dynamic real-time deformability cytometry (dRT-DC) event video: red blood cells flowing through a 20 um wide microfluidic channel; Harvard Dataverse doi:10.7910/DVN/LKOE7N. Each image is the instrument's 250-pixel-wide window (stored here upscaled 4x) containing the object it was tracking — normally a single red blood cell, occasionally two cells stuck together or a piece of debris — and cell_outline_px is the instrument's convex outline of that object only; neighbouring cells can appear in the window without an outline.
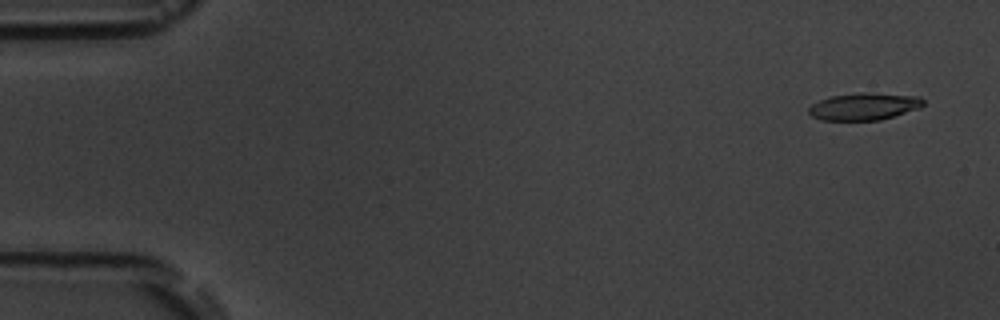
{"species": "common noctule bat (a hibernating species)", "species_latin": "Nyctalus noctula", "temperature_condition": "room temperature", "stored_images_in_passage": 5, "camera_frame_rate_fps": 3000, "um_per_image_px": 0.085, "animal": {"sex": "male", "body_mass_g": 19.5, "forearm_length_mm": 54.6}, "frame": {"image": 1, "passage_image": 1, "time_ms": 0.0, "image_size_px": [1000, 320], "cell_outline_px": [[924, 104], [920, 108], [880, 120], [820, 120], [812, 116], [808, 112], [808, 108], [812, 104], [820, 100], [832, 96], [860, 92], [872, 92], [920, 96], [924, 100]], "centroid_in_image_um": [73.47, 9.04], "position_along_channel_um": 11.5, "area_um2": 18.26}}
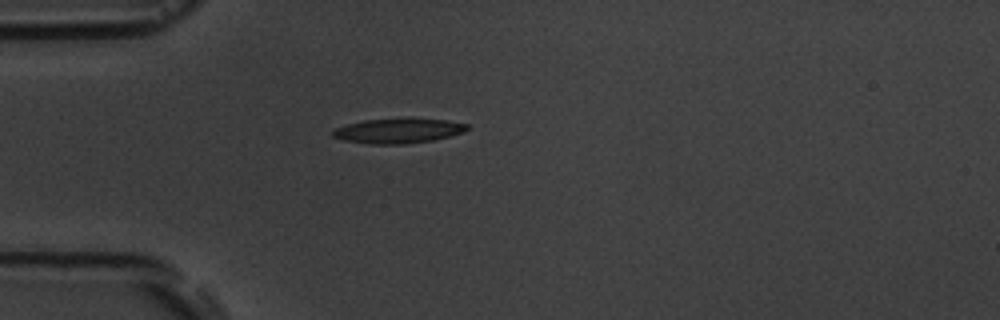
{"frame": {"image": 2, "passage_image": 5, "time_ms": 4.333, "image_size_px": [1000, 320], "cell_outline_px": [[468, 128], [464, 132], [432, 140], [404, 144], [372, 144], [344, 140], [332, 136], [332, 132], [336, 128], [348, 124], [364, 120], [408, 116], [412, 116], [448, 120], [468, 124]], "centroid_in_image_um": [33.89, 11.07], "position_along_channel_um": 51.1, "area_um2": 19.94}}